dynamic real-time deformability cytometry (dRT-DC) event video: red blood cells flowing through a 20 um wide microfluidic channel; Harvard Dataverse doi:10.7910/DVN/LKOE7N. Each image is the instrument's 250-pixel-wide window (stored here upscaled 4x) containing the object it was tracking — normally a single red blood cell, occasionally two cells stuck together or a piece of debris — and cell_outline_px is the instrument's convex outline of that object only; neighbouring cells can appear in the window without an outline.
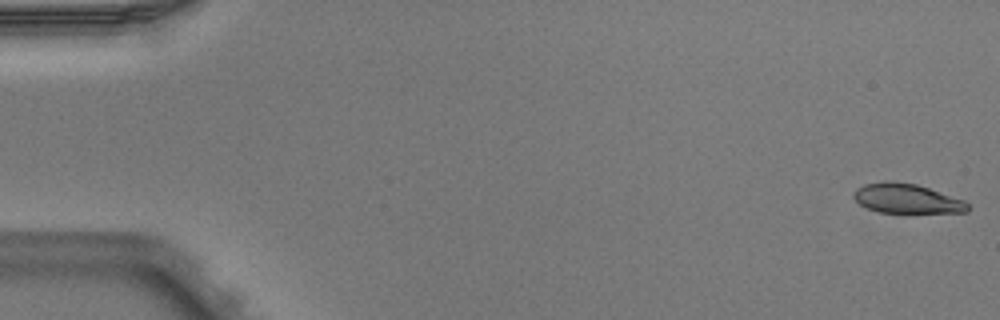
{"species": "Egyptian fruit bat (a non-hibernating species)", "species_latin": "Rousettus aegyptiacus", "temperature_condition": "warm", "stored_images_in_passage": 6, "camera_frame_rate_fps": 3000, "um_per_image_px": 0.085, "animal": {"sex": "male"}, "frame": {"image": 1, "passage_image": 1, "time_ms": 0.0, "image_size_px": [1000, 320], "cell_outline_px": [[968, 212], [876, 212], [860, 204], [852, 196], [856, 188], [864, 184], [884, 180], [892, 180], [916, 184], [964, 200], [968, 204]], "centroid_in_image_um": [77.02, 16.86], "position_along_channel_um": 8.0, "area_um2": 19.54}}
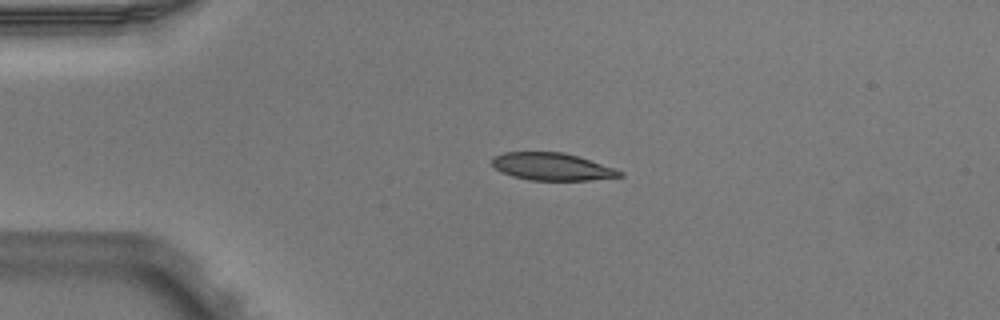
{"frame": {"image": 2, "passage_image": 4, "time_ms": 1.0, "image_size_px": [1000, 320], "cell_outline_px": [[624, 176], [588, 180], [528, 180], [512, 176], [500, 172], [492, 164], [492, 156], [504, 152], [564, 152], [616, 168], [624, 172]], "centroid_in_image_um": [46.92, 14.16], "position_along_channel_um": 38.1, "area_um2": 20.52}}